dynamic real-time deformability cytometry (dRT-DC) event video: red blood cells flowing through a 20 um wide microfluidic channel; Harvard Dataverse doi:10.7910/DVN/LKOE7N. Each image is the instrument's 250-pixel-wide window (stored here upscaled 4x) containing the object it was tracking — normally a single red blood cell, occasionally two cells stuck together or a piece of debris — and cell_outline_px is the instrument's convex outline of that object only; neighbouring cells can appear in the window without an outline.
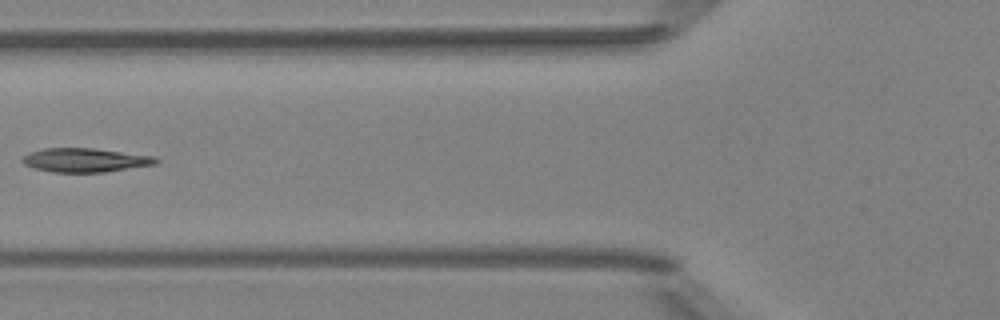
{"species": "Egyptian fruit bat (a non-hibernating species)", "species_latin": "Rousettus aegyptiacus", "temperature_condition": "room temperature", "stored_images_in_passage": 7, "camera_frame_rate_fps": 3000, "um_per_image_px": 0.085, "animal": {"sex": "female"}, "frame": {"image": 1, "passage_image": 6, "time_ms": 5.667, "image_size_px": [1000, 320], "cell_outline_px": [[160, 160], [156, 164], [104, 172], [52, 172], [36, 168], [24, 164], [20, 160], [28, 152], [44, 148], [96, 148], [156, 156]], "centroid_in_image_um": [7.26, 13.6], "position_along_channel_um": 118.5, "area_um2": 18.73}}
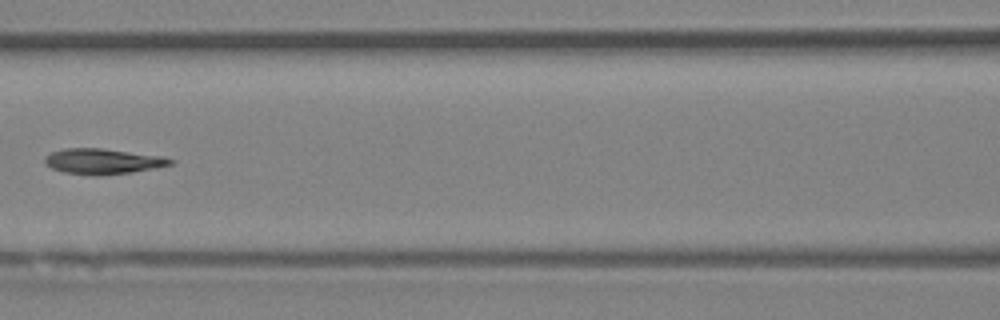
{"frame": {"image": 2, "passage_image": 7, "time_ms": 6.667, "image_size_px": [1000, 320], "cell_outline_px": [[176, 164], [132, 172], [100, 176], [96, 176], [64, 172], [52, 168], [44, 164], [44, 156], [52, 152], [64, 148], [100, 148], [164, 156], [176, 160]], "centroid_in_image_um": [8.77, 13.71], "position_along_channel_um": 157.8, "area_um2": 18.9}}